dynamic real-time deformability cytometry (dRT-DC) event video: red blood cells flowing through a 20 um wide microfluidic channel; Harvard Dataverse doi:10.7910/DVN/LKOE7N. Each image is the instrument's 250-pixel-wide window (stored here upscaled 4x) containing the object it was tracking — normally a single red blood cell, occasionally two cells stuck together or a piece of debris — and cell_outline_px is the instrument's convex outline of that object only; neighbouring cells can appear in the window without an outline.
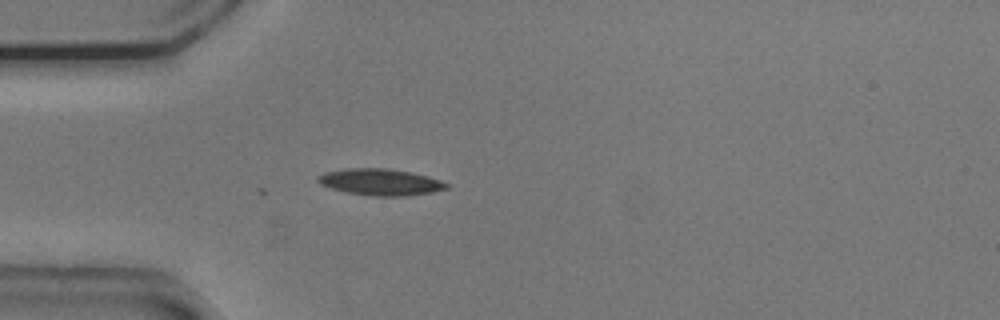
{"species": "common noctule bat (a hibernating species)", "species_latin": "Nyctalus noctula", "temperature_condition": "cold", "stored_images_in_passage": 3, "camera_frame_rate_fps": 3000, "um_per_image_px": 0.085, "animal": {"sex": "male", "body_mass_g": 20.5, "forearm_length_mm": 52.5}, "frame": {"image": 1, "passage_image": 1, "time_ms": 0.0, "image_size_px": [1000, 320], "cell_outline_px": [[448, 188], [432, 192], [408, 196], [372, 196], [348, 192], [332, 188], [320, 184], [316, 180], [316, 176], [324, 172], [344, 168], [388, 168], [412, 172], [428, 176], [440, 180], [448, 184]], "centroid_in_image_um": [32.32, 15.46], "position_along_channel_um": 52.7, "area_um2": 20.0}}